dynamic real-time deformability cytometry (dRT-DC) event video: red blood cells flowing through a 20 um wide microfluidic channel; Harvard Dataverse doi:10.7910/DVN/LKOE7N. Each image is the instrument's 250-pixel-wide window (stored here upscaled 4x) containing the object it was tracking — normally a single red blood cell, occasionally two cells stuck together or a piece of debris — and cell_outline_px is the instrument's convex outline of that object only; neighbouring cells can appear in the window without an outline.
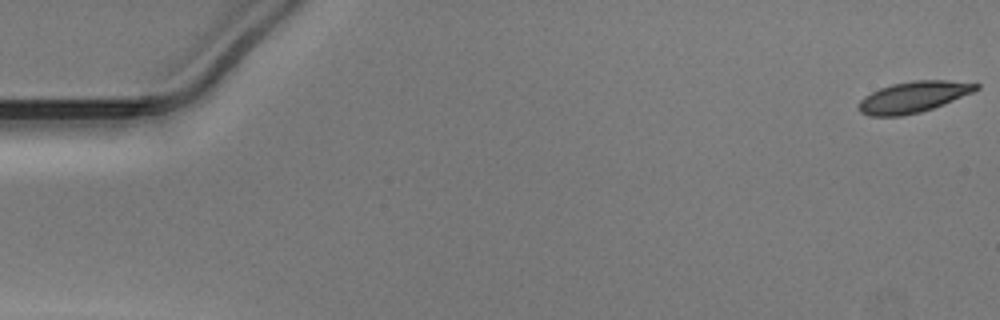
{"species": "Egyptian fruit bat (a non-hibernating species)", "species_latin": "Rousettus aegyptiacus", "temperature_condition": "warm", "stored_images_in_passage": 52, "camera_frame_rate_fps": 3000, "um_per_image_px": 0.085, "animal": {"sex": "male"}, "frame": {"image": 1, "passage_image": 1, "time_ms": 0.0, "image_size_px": [1000, 320], "cell_outline_px": [[980, 88], [972, 92], [944, 104], [920, 112], [900, 116], [868, 116], [860, 112], [856, 108], [860, 100], [864, 96], [880, 88], [892, 84], [912, 80], [948, 80], [980, 84]], "centroid_in_image_um": [77.6, 8.24], "position_along_channel_um": 7.4, "area_um2": 21.27}}
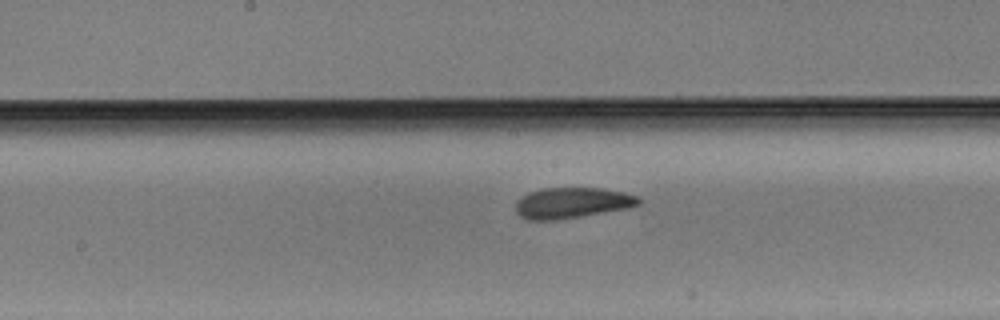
{"frame": {"image": 2, "passage_image": 27, "time_ms": 8.667, "image_size_px": [1000, 320], "cell_outline_px": [[644, 200], [640, 204], [628, 208], [556, 220], [528, 220], [520, 216], [516, 212], [516, 200], [528, 192], [544, 188], [600, 188], [624, 192], [640, 196]], "centroid_in_image_um": [48.64, 17.24], "position_along_channel_um": 199.6, "area_um2": 22.2}}
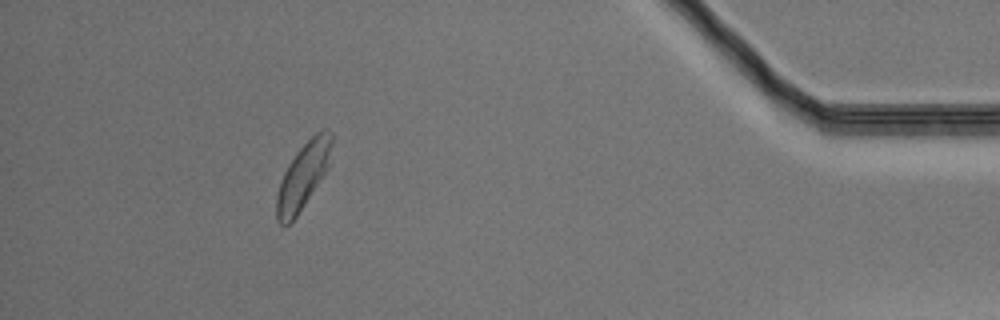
{"frame": {"image": 3, "passage_image": 47, "time_ms": 15.333, "image_size_px": [1000, 320], "cell_outline_px": [[332, 144], [328, 168], [296, 216], [288, 224], [280, 224], [276, 220], [276, 196], [284, 172], [288, 164], [296, 152], [316, 132], [324, 128], [328, 128], [332, 132]], "centroid_in_image_um": [25.77, 14.91], "position_along_channel_um": 409.4, "area_um2": 20.87}}